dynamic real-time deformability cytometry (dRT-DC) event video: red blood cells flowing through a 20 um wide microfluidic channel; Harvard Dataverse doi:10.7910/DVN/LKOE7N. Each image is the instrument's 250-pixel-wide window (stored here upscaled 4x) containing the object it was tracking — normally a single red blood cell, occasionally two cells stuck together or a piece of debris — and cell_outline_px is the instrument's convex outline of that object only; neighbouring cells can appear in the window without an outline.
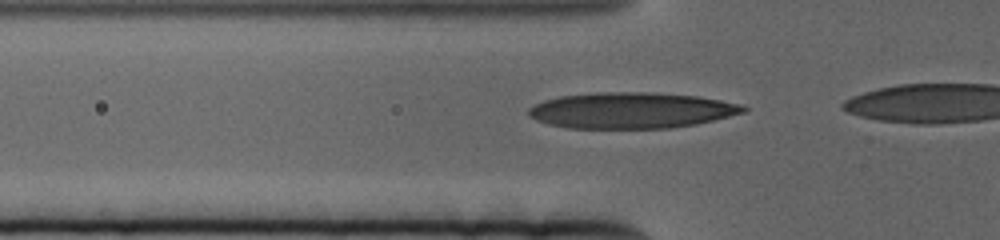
{"species": "human", "species_latin": "Homo sapiens", "temperature_condition": "cold", "stored_images_in_passage": 16, "camera_frame_rate_fps": 3000, "um_per_image_px": 0.085, "donor": {"sex": "female"}, "frame": {"image": 1, "passage_image": 9, "time_ms": 2.667, "image_size_px": [1000, 240], "cell_outline_px": [[748, 108], [744, 112], [696, 124], [672, 128], [568, 128], [548, 124], [536, 120], [528, 116], [528, 108], [544, 100], [560, 96], [596, 92], [648, 92], [696, 96], [720, 100], [740, 104]], "centroid_in_image_um": [53.62, 9.38], "position_along_channel_um": 72.2, "area_um2": 44.91}}
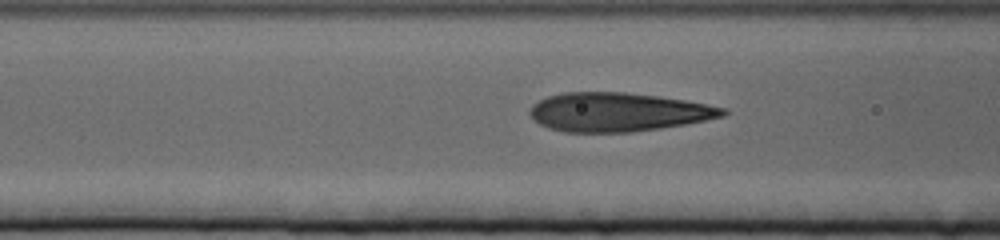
{"frame": {"image": 2, "passage_image": 13, "time_ms": 4.0, "image_size_px": [1000, 240], "cell_outline_px": [[728, 112], [724, 116], [684, 124], [660, 128], [632, 132], [564, 132], [548, 128], [540, 124], [528, 112], [532, 104], [548, 96], [564, 92], [624, 92], [656, 96], [684, 100], [708, 104], [728, 108]], "centroid_in_image_um": [52.53, 9.52], "position_along_channel_um": 114.1, "area_um2": 43.52}}